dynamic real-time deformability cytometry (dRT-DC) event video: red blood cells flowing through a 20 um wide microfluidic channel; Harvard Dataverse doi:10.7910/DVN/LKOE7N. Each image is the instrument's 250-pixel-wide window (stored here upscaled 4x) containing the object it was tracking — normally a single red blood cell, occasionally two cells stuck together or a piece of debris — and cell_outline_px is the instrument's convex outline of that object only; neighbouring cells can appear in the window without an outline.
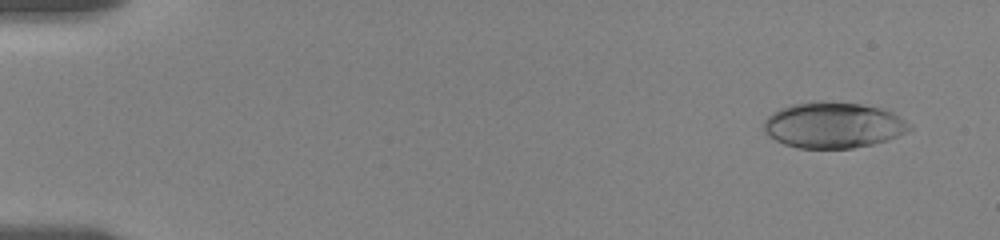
{"species": "human", "species_latin": "Homo sapiens", "temperature_condition": "room temperature", "stored_images_in_passage": 19, "camera_frame_rate_fps": 3000, "um_per_image_px": 0.085, "donor": {"sex": "female"}, "frame": {"image": 1, "passage_image": 3, "time_ms": 1.0, "image_size_px": [1000, 240], "cell_outline_px": [[912, 128], [908, 132], [888, 140], [872, 144], [852, 148], [796, 148], [784, 144], [768, 136], [764, 132], [764, 120], [772, 112], [780, 108], [792, 104], [820, 100], [824, 100], [860, 104], [880, 108], [892, 112], [900, 116], [912, 124]], "centroid_in_image_um": [70.83, 10.63], "position_along_channel_um": 14.2, "area_um2": 39.36}}
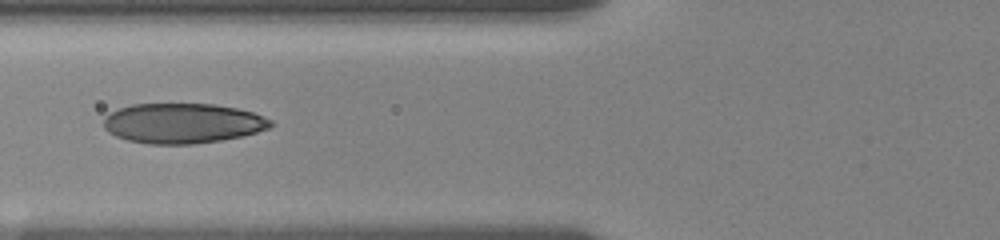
{"frame": {"image": 2, "passage_image": 14, "time_ms": 7.333, "image_size_px": [1000, 240], "cell_outline_px": [[276, 124], [268, 128], [256, 132], [240, 136], [220, 140], [192, 144], [148, 144], [128, 140], [116, 136], [108, 132], [104, 128], [104, 116], [116, 108], [132, 104], [212, 104], [236, 108], [252, 112], [272, 120]], "centroid_in_image_um": [15.49, 10.47], "position_along_channel_um": 110.3, "area_um2": 39.02}}
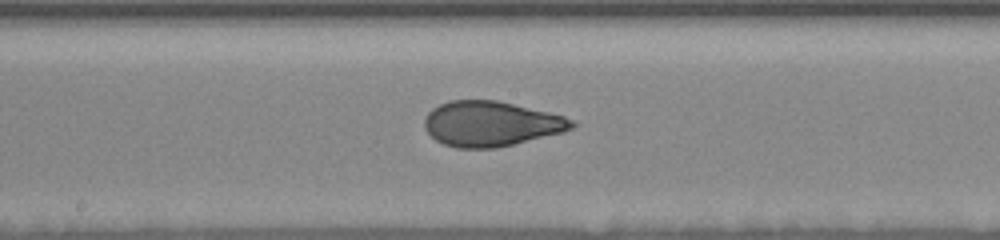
{"frame": {"image": 3, "passage_image": 19, "time_ms": 10.0, "image_size_px": [1000, 240], "cell_outline_px": [[576, 124], [572, 128], [564, 132], [496, 148], [456, 148], [444, 144], [436, 140], [424, 128], [424, 120], [428, 112], [432, 108], [448, 100], [496, 100], [548, 112], [564, 116], [572, 120]], "centroid_in_image_um": [41.71, 10.52], "position_along_channel_um": 206.5, "area_um2": 38.61}}